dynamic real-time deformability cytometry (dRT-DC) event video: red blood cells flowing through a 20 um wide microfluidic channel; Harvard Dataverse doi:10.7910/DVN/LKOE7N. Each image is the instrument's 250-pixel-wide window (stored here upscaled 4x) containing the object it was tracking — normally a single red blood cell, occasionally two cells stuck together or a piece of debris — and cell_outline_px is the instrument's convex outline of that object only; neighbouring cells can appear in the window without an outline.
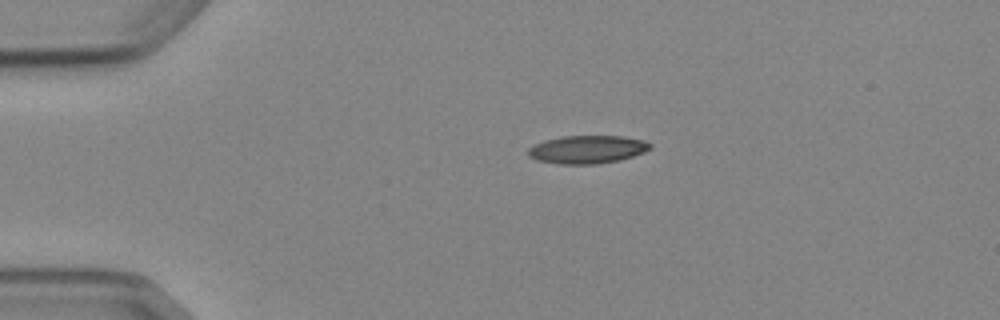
{"species": "Egyptian fruit bat (a non-hibernating species)", "species_latin": "Rousettus aegyptiacus", "temperature_condition": "cold", "stored_images_in_passage": 2, "camera_frame_rate_fps": 3000, "um_per_image_px": 0.085, "animal": {"sex": "female"}, "frame": {"image": 1, "passage_image": 1, "time_ms": 0.0, "image_size_px": [1000, 320], "cell_outline_px": [[652, 148], [644, 152], [620, 160], [596, 164], [560, 164], [536, 160], [528, 156], [528, 148], [532, 144], [544, 140], [560, 136], [624, 136], [644, 140], [652, 144]], "centroid_in_image_um": [49.9, 12.7], "position_along_channel_um": 35.1, "area_um2": 20.17}}